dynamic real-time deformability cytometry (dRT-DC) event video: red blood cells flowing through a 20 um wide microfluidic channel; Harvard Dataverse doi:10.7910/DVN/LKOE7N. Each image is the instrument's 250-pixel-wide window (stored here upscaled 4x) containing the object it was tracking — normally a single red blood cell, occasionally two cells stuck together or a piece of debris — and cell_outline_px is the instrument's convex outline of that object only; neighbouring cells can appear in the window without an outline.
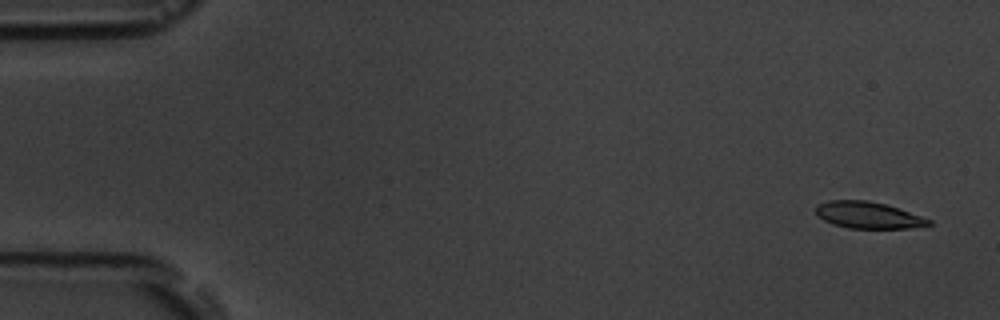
{"species": "common noctule bat (a hibernating species)", "species_latin": "Nyctalus noctula", "temperature_condition": "room temperature", "stored_images_in_passage": 5, "camera_frame_rate_fps": 3000, "um_per_image_px": 0.085, "animal": {"sex": "male", "body_mass_g": 19.5, "forearm_length_mm": 54.6}, "frame": {"image": 1, "passage_image": 1, "time_ms": 0.0, "image_size_px": [1000, 320], "cell_outline_px": [[932, 224], [908, 228], [848, 228], [832, 224], [816, 216], [816, 208], [820, 204], [828, 200], [868, 200], [884, 204], [932, 220]], "centroid_in_image_um": [73.75, 18.29], "position_along_channel_um": 11.3, "area_um2": 17.28}}
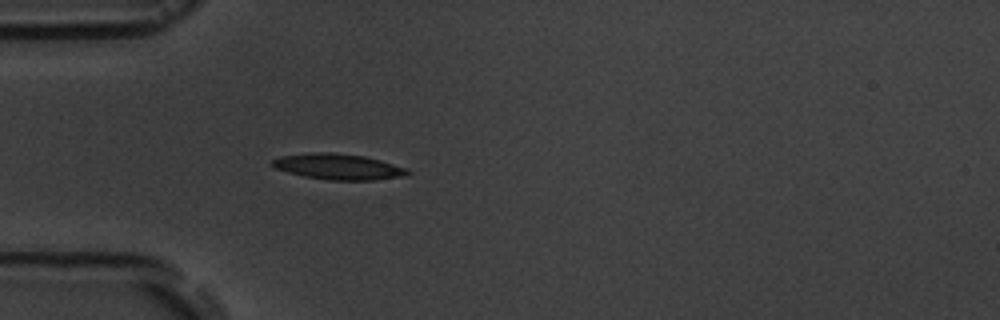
{"frame": {"image": 2, "passage_image": 5, "time_ms": 4.667, "image_size_px": [1000, 320], "cell_outline_px": [[412, 172], [400, 176], [372, 180], [328, 180], [304, 176], [288, 172], [276, 168], [272, 164], [272, 160], [280, 156], [308, 152], [332, 152], [364, 156], [380, 160], [408, 168]], "centroid_in_image_um": [28.74, 14.15], "position_along_channel_um": 56.3, "area_um2": 20.23}}